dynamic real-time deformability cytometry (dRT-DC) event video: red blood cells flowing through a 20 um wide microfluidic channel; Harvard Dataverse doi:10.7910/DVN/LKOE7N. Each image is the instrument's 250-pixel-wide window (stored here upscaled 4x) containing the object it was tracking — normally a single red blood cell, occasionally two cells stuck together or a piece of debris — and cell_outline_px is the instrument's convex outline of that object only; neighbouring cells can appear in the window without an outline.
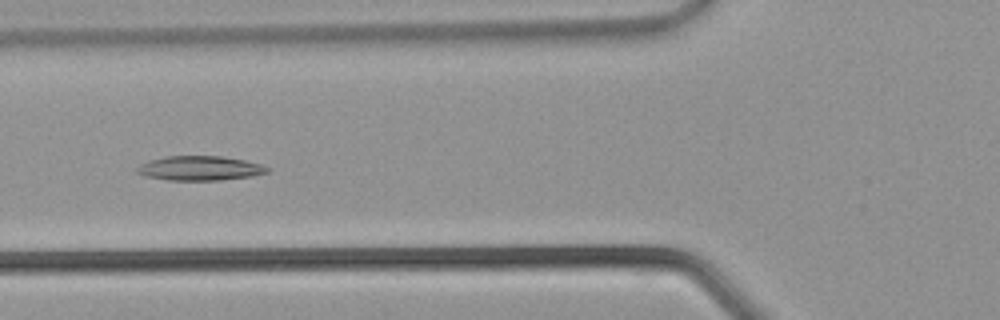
{"species": "common noctule bat (a hibernating species)", "species_latin": "Nyctalus noctula", "temperature_condition": "warm", "stored_images_in_passage": 36, "camera_frame_rate_fps": 3000, "um_per_image_px": 0.085, "animal": {"sex": "male", "body_mass_g": 21.5, "forearm_length_mm": 52.0}, "frame": {"image": 1, "passage_image": 13, "time_ms": 4.0, "image_size_px": [1000, 320], "cell_outline_px": [[272, 168], [268, 172], [252, 176], [220, 180], [168, 180], [144, 176], [136, 172], [136, 168], [140, 164], [148, 160], [168, 156], [220, 156], [244, 160], [260, 164]], "centroid_in_image_um": [16.97, 14.3], "position_along_channel_um": 108.8, "area_um2": 18.61}}
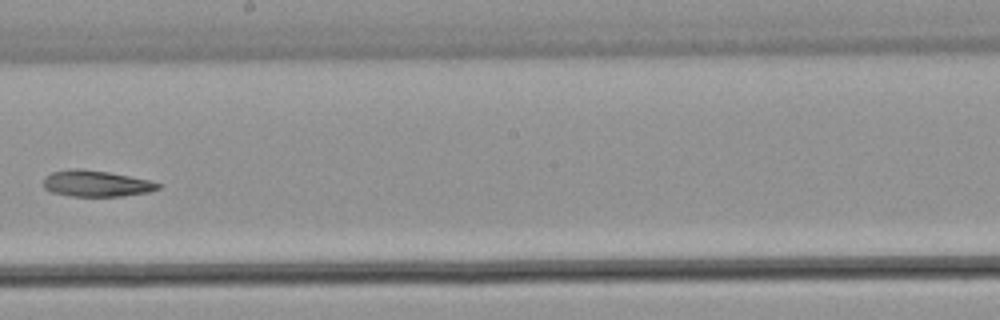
{"frame": {"image": 2, "passage_image": 20, "time_ms": 6.333, "image_size_px": [1000, 320], "cell_outline_px": [[160, 188], [148, 192], [124, 196], [68, 196], [52, 192], [44, 188], [44, 180], [52, 172], [76, 168], [108, 172], [148, 180], [160, 184]], "centroid_in_image_um": [8.17, 15.61], "position_along_channel_um": 240.0, "area_um2": 17.22}}
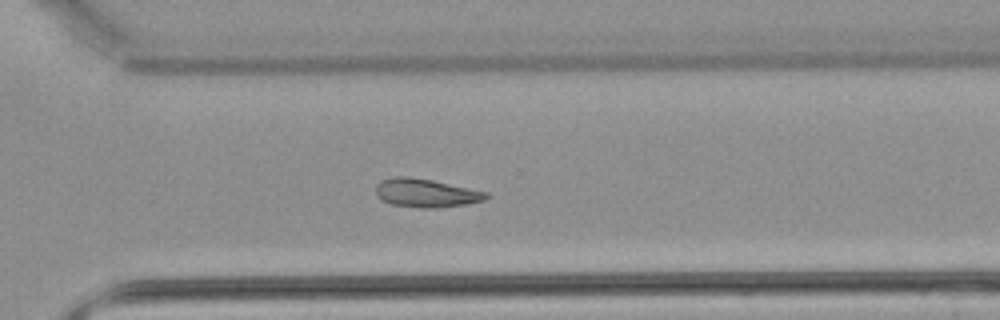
{"frame": {"image": 3, "passage_image": 25, "time_ms": 8.0, "image_size_px": [1000, 320], "cell_outline_px": [[492, 196], [484, 200], [468, 204], [436, 208], [424, 208], [392, 204], [380, 200], [376, 196], [376, 184], [380, 180], [396, 176], [408, 176], [432, 180], [488, 192]], "centroid_in_image_um": [36.21, 16.4], "position_along_channel_um": 334.4, "area_um2": 18.5}}